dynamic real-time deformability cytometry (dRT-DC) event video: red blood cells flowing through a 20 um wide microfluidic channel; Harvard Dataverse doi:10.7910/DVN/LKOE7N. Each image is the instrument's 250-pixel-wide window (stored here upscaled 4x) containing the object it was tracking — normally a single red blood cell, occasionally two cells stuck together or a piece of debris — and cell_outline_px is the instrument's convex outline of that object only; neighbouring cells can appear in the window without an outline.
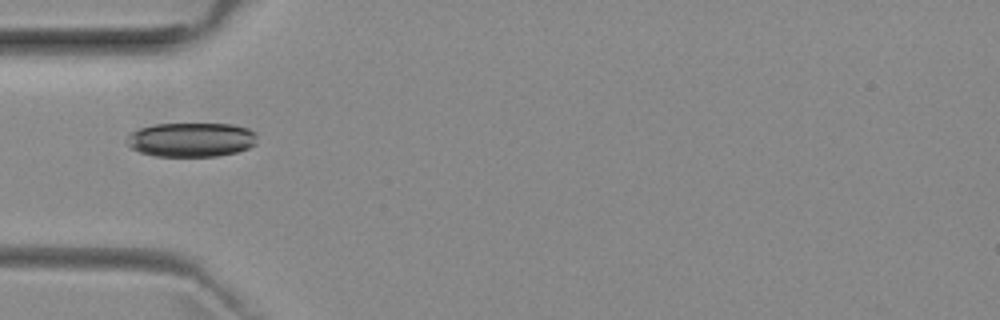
{"species": "common noctule bat (a hibernating species)", "species_latin": "Nyctalus noctula", "temperature_condition": "room temperature", "stored_images_in_passage": 12, "camera_frame_rate_fps": 3000, "um_per_image_px": 0.085, "animal": {"sex": "female", "body_mass_g": 29.2, "forearm_length_mm": 56.3}, "frame": {"image": 1, "passage_image": 1, "time_ms": 0.0, "image_size_px": [1000, 320], "cell_outline_px": [[256, 144], [248, 148], [236, 152], [216, 156], [156, 156], [140, 152], [132, 148], [124, 140], [132, 132], [140, 128], [156, 124], [232, 124], [248, 128], [256, 132]], "centroid_in_image_um": [16.27, 11.87], "position_along_channel_um": 68.7, "area_um2": 26.01}}
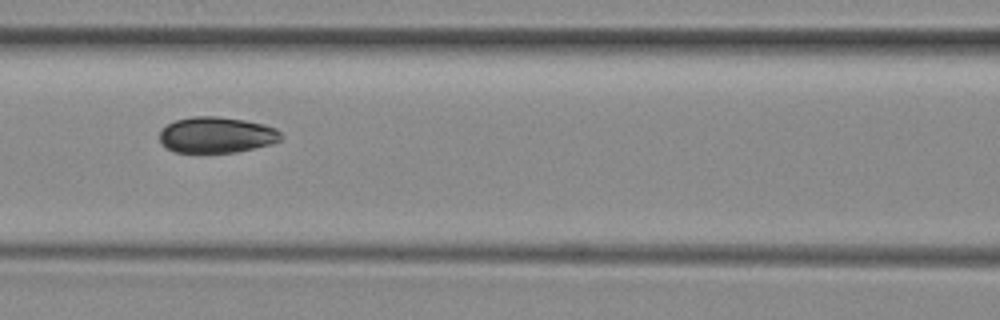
{"frame": {"image": 2, "passage_image": 7, "time_ms": 2.0, "image_size_px": [1000, 320], "cell_outline_px": [[284, 136], [280, 140], [272, 144], [236, 152], [176, 152], [160, 144], [160, 132], [168, 124], [176, 120], [192, 116], [216, 116], [244, 120], [264, 124], [276, 128]], "centroid_in_image_um": [18.43, 11.46], "position_along_channel_um": 148.2, "area_um2": 25.43}}
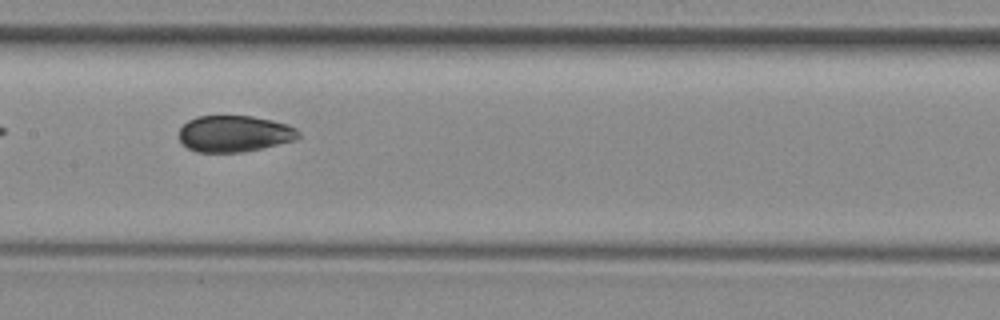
{"frame": {"image": 3, "passage_image": 10, "time_ms": 3.0, "image_size_px": [1000, 320], "cell_outline_px": [[300, 136], [296, 140], [244, 152], [196, 152], [188, 148], [180, 140], [180, 128], [188, 120], [196, 116], [252, 116], [272, 120], [288, 124], [296, 128], [300, 132]], "centroid_in_image_um": [19.94, 11.36], "position_along_channel_um": 187.5, "area_um2": 25.43}}